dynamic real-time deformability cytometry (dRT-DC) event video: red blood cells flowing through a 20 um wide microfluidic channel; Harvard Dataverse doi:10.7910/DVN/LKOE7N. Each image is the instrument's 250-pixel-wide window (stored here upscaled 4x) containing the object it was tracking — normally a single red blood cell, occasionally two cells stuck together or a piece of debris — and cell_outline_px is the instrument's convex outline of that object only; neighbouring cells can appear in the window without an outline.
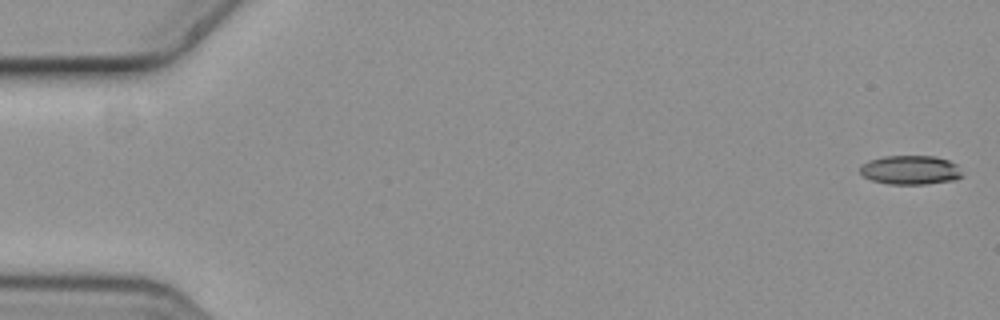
{"species": "common noctule bat (a hibernating species)", "species_latin": "Nyctalus noctula", "temperature_condition": "cold", "stored_images_in_passage": 6, "camera_frame_rate_fps": 3000, "um_per_image_px": 0.085, "animal": {"sex": "female", "body_mass_g": 19.3, "forearm_length_mm": 54.1}, "frame": {"image": 1, "passage_image": 1, "time_ms": 0.0, "image_size_px": [1000, 320], "cell_outline_px": [[964, 176], [956, 180], [924, 184], [892, 184], [872, 180], [864, 176], [860, 172], [860, 168], [868, 160], [884, 156], [936, 156], [948, 160], [956, 164]], "centroid_in_image_um": [77.42, 14.45], "position_along_channel_um": 7.6, "area_um2": 17.28}}
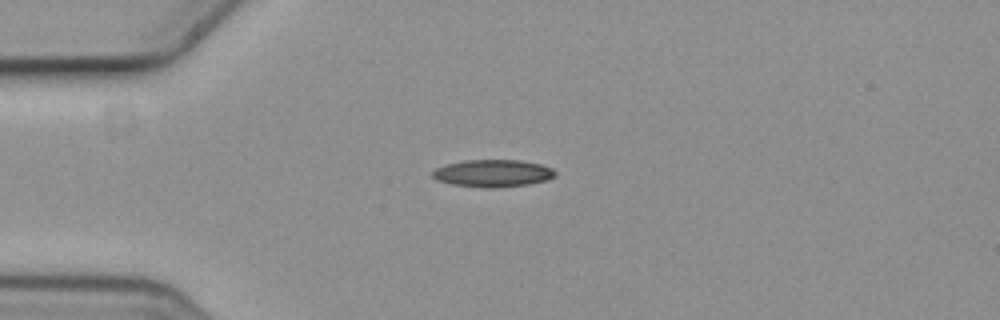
{"frame": {"image": 2, "passage_image": 5, "time_ms": 1.333, "image_size_px": [1000, 320], "cell_outline_px": [[556, 176], [548, 180], [528, 184], [492, 188], [484, 188], [452, 184], [436, 180], [432, 176], [432, 172], [436, 168], [444, 164], [464, 160], [520, 160], [540, 164], [552, 168], [556, 172]], "centroid_in_image_um": [41.88, 14.72], "position_along_channel_um": 43.1, "area_um2": 19.65}}